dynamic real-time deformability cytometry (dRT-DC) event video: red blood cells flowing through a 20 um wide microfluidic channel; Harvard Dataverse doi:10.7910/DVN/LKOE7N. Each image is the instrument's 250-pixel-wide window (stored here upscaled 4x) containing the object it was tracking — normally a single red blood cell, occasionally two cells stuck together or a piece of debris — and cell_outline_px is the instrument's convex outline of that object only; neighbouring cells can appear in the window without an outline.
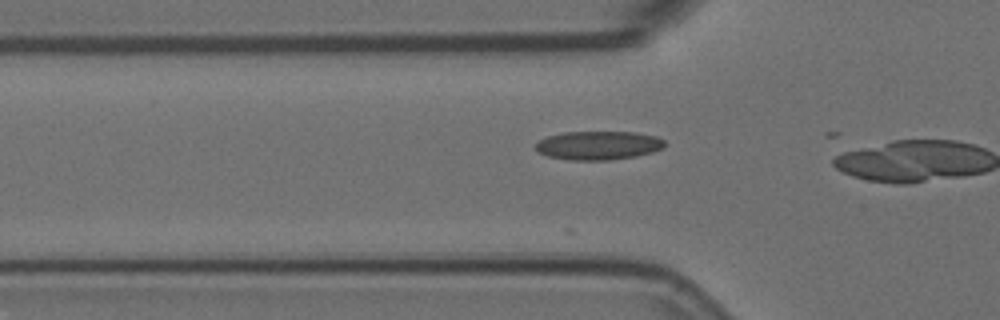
{"species": "Egyptian fruit bat (a non-hibernating species)", "species_latin": "Rousettus aegyptiacus", "temperature_condition": "room temperature", "stored_images_in_passage": 11, "camera_frame_rate_fps": 3000, "um_per_image_px": 0.085, "animal": {"sex": "female"}, "frame": {"image": 1, "passage_image": 10, "time_ms": 3.0, "image_size_px": [1000, 320], "cell_outline_px": [[664, 148], [652, 152], [636, 156], [608, 160], [572, 160], [548, 156], [540, 152], [536, 148], [536, 144], [540, 140], [548, 136], [564, 132], [636, 132], [656, 136], [664, 140]], "centroid_in_image_um": [50.89, 12.35], "position_along_channel_um": 74.9, "area_um2": 21.44}}